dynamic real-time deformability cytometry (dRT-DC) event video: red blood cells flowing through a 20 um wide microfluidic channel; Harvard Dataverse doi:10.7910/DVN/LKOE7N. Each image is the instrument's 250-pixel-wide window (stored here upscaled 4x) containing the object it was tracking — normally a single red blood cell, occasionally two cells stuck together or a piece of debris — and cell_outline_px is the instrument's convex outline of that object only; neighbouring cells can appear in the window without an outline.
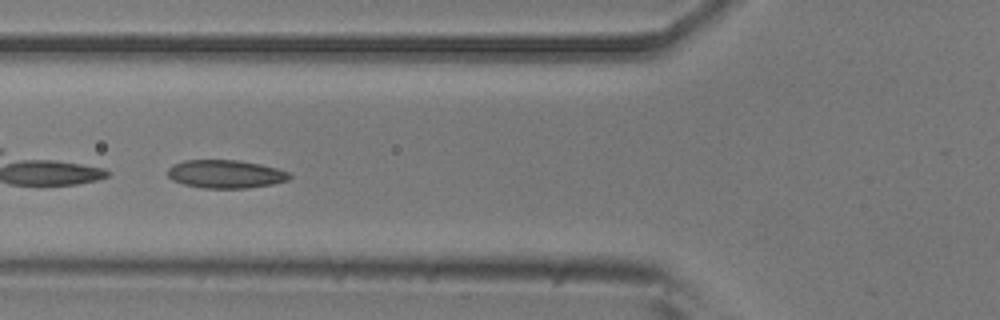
{"species": "common noctule bat (a hibernating species)", "species_latin": "Nyctalus noctula", "temperature_condition": "room temperature", "stored_images_in_passage": 6, "camera_frame_rate_fps": 3000, "um_per_image_px": 0.085, "animal": {"sex": "male", "body_mass_g": 20.5, "forearm_length_mm": 52.5}, "frame": {"image": 1, "passage_image": 6, "time_ms": 6.0, "image_size_px": [1000, 320], "cell_outline_px": [[292, 176], [288, 180], [272, 184], [244, 188], [204, 188], [184, 184], [172, 180], [168, 176], [168, 168], [172, 164], [184, 160], [236, 160], [260, 164], [276, 168], [288, 172]], "centroid_in_image_um": [19.15, 14.79], "position_along_channel_um": 106.7, "area_um2": 19.94}}